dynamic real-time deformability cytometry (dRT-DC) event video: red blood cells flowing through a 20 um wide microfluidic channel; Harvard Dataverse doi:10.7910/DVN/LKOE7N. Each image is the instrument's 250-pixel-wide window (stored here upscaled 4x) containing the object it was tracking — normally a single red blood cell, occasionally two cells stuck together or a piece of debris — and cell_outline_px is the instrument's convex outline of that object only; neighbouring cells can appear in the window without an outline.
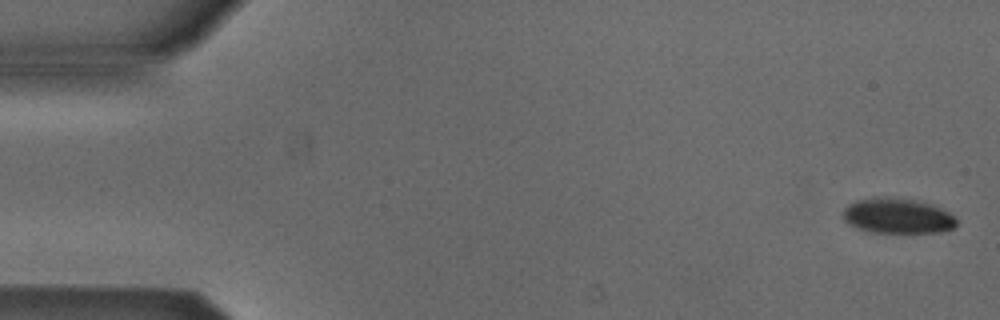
{"species": "Egyptian fruit bat (a non-hibernating species)", "species_latin": "Rousettus aegyptiacus", "temperature_condition": "cold", "stored_images_in_passage": 5, "camera_frame_rate_fps": 3000, "um_per_image_px": 0.085, "animal": {"sex": "male"}, "frame": {"image": 1, "passage_image": 1, "time_ms": 0.0, "image_size_px": [1000, 320], "cell_outline_px": [[956, 224], [952, 228], [940, 232], [872, 232], [860, 228], [844, 220], [844, 208], [848, 204], [856, 200], [872, 196], [888, 196], [916, 200], [932, 204], [956, 216]], "centroid_in_image_um": [76.3, 18.32], "position_along_channel_um": 8.7, "area_um2": 23.29}}
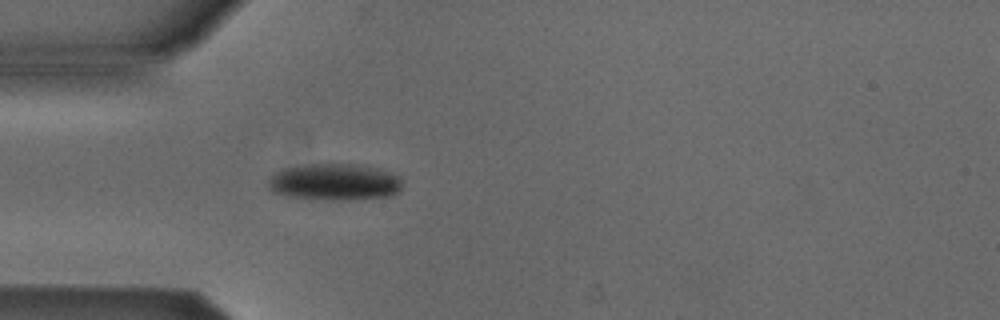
{"frame": {"image": 2, "passage_image": 5, "time_ms": 1.333, "image_size_px": [1000, 320], "cell_outline_px": [[404, 180], [400, 192], [392, 196], [348, 200], [332, 200], [288, 196], [272, 192], [268, 188], [268, 180], [280, 168], [308, 164], [360, 164], [380, 168], [400, 176]], "centroid_in_image_um": [28.49, 15.46], "position_along_channel_um": 56.5, "area_um2": 29.25}}